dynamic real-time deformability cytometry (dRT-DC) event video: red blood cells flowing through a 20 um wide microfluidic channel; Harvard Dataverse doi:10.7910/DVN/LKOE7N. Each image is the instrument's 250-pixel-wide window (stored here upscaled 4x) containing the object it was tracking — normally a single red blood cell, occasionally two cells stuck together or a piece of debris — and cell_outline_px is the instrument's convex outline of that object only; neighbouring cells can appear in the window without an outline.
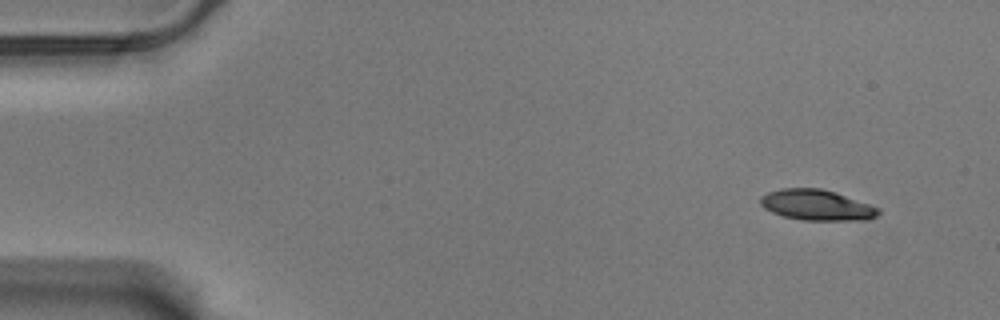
{"species": "Egyptian fruit bat (a non-hibernating species)", "species_latin": "Rousettus aegyptiacus", "temperature_condition": "warm", "stored_images_in_passage": 54, "camera_frame_rate_fps": 3000, "um_per_image_px": 0.085, "animal": {"sex": "male"}, "frame": {"image": 1, "passage_image": 1, "time_ms": 0.0, "image_size_px": [1000, 320], "cell_outline_px": [[880, 212], [876, 216], [868, 220], [800, 220], [784, 216], [772, 212], [764, 208], [760, 204], [760, 196], [768, 192], [780, 188], [820, 188], [836, 192], [880, 208]], "centroid_in_image_um": [69.41, 17.43], "position_along_channel_um": 15.6, "area_um2": 21.15}}
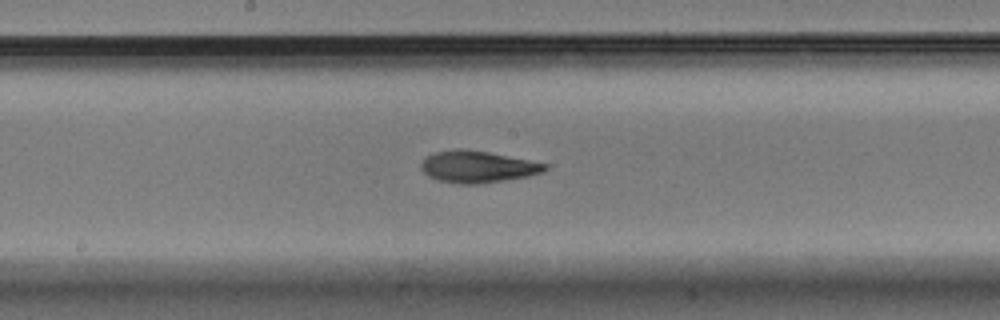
{"frame": {"image": 2, "passage_image": 27, "time_ms": 8.667, "image_size_px": [1000, 320], "cell_outline_px": [[548, 168], [544, 172], [528, 176], [480, 184], [456, 184], [436, 180], [428, 176], [420, 168], [420, 164], [424, 156], [436, 152], [460, 148], [488, 152], [548, 164]], "centroid_in_image_um": [40.55, 14.18], "position_along_channel_um": 207.6, "area_um2": 23.06}}
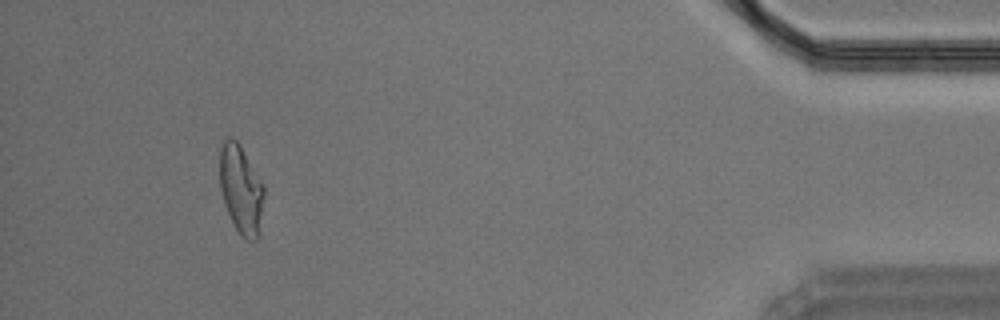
{"frame": {"image": 3, "passage_image": 50, "time_ms": 16.333, "image_size_px": [1000, 320], "cell_outline_px": [[264, 196], [256, 240], [244, 240], [236, 228], [224, 204], [220, 188], [220, 148], [224, 140], [228, 136], [232, 136], [240, 144], [264, 184]], "centroid_in_image_um": [20.47, 16.04], "position_along_channel_um": 414.7, "area_um2": 22.72}, "authors_computed_cell_mechanics": {"area_um2": 22.3397, "velocity_mm_per_s": 3.5163, "shape_relaxation_time_tau1_ms": null, "shape_relaxation_time_tau2_ms": 3.4172, "deformation_change_tau1": null, "deformation_change_tau2": 0.1031}}